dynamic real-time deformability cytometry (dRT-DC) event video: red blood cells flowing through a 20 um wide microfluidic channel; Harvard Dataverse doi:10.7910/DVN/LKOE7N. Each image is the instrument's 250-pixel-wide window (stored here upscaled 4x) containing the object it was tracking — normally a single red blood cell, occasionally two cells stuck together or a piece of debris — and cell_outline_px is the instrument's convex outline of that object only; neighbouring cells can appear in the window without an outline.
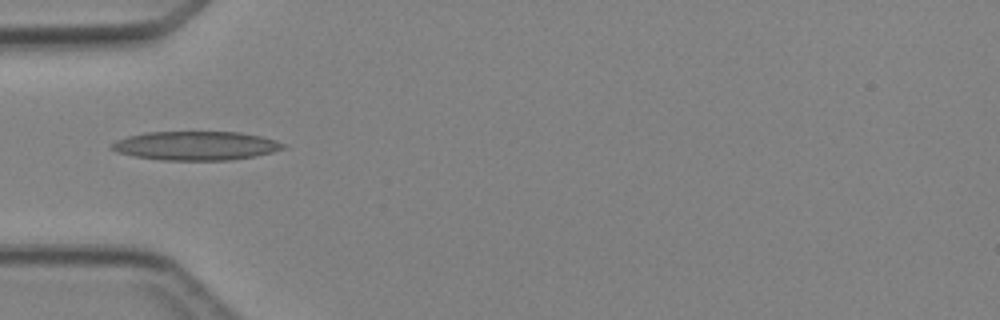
{"species": "Egyptian fruit bat (a non-hibernating species)", "species_latin": "Rousettus aegyptiacus", "temperature_condition": "cold", "stored_images_in_passage": 6, "camera_frame_rate_fps": 3000, "um_per_image_px": 0.085, "animal": {"sex": "female"}, "frame": {"image": 1, "passage_image": 5, "time_ms": 5.667, "image_size_px": [1000, 320], "cell_outline_px": [[288, 148], [256, 156], [232, 160], [160, 160], [132, 156], [116, 152], [108, 148], [116, 140], [128, 136], [148, 132], [240, 132], [260, 136], [276, 140], [284, 144]], "centroid_in_image_um": [16.64, 12.39], "position_along_channel_um": 68.4, "area_um2": 29.07}}
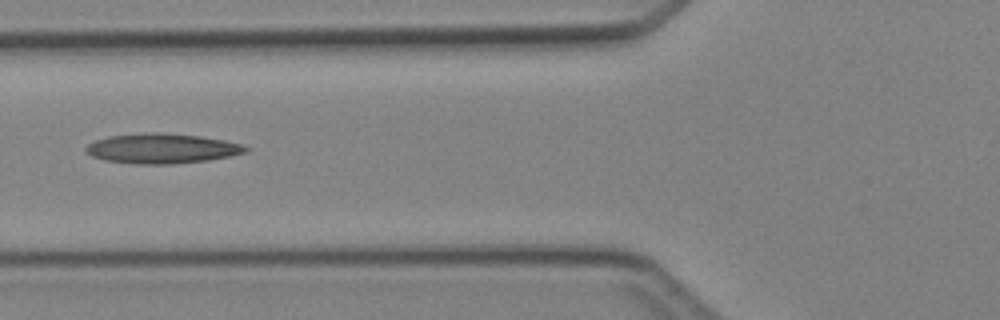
{"frame": {"image": 2, "passage_image": 6, "time_ms": 6.667, "image_size_px": [1000, 320], "cell_outline_px": [[252, 148], [248, 152], [208, 160], [172, 164], [136, 164], [104, 160], [92, 156], [84, 152], [84, 148], [88, 144], [96, 140], [108, 136], [148, 132], [160, 132], [200, 136], [224, 140], [240, 144]], "centroid_in_image_um": [13.75, 12.62], "position_along_channel_um": 112.1, "area_um2": 27.98}}